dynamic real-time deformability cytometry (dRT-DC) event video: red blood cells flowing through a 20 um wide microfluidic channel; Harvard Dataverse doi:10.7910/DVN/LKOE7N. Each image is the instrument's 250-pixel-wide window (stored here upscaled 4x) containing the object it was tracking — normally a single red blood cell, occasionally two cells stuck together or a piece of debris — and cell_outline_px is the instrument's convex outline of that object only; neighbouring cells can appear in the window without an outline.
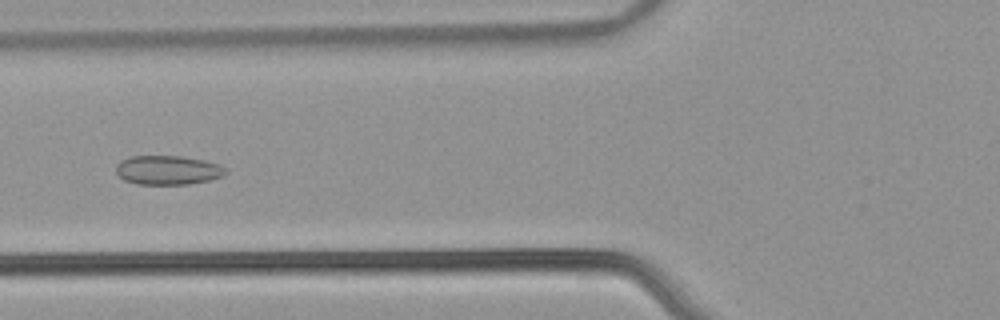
{"species": "common noctule bat (a hibernating species)", "species_latin": "Nyctalus noctula", "temperature_condition": "warm", "stored_images_in_passage": 55, "camera_frame_rate_fps": 3000, "um_per_image_px": 0.085, "animal": {"sex": "male", "body_mass_g": 21.5, "forearm_length_mm": 52.0}, "frame": {"image": 1, "passage_image": 23, "time_ms": 7.333, "image_size_px": [1000, 320], "cell_outline_px": [[228, 172], [224, 176], [208, 180], [188, 184], [136, 184], [124, 180], [116, 172], [116, 164], [120, 160], [132, 156], [180, 156], [204, 160], [220, 164]], "centroid_in_image_um": [14.26, 14.45], "position_along_channel_um": 111.5, "area_um2": 18.67}}
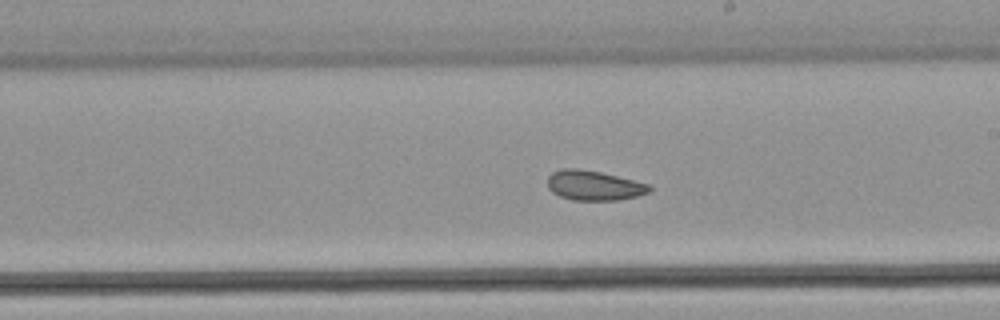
{"frame": {"image": 2, "passage_image": 33, "time_ms": 10.667, "image_size_px": [1000, 320], "cell_outline_px": [[652, 188], [648, 192], [636, 196], [620, 200], [572, 200], [560, 196], [552, 192], [548, 188], [548, 176], [552, 172], [560, 168], [576, 168], [600, 172], [648, 184]], "centroid_in_image_um": [50.43, 15.76], "position_along_channel_um": 238.6, "area_um2": 17.57}}
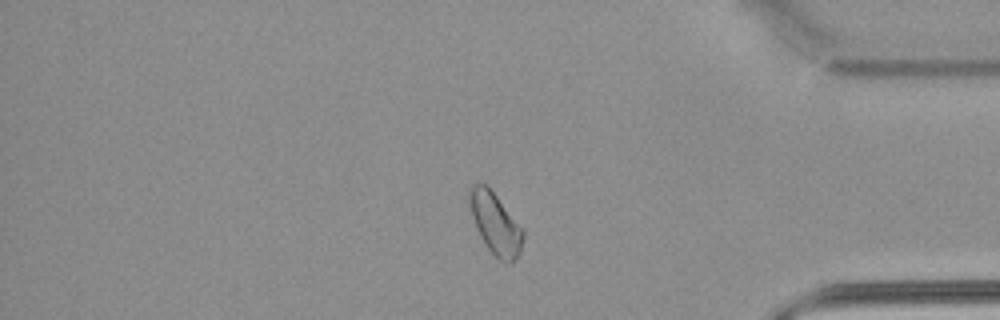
{"frame": {"image": 3, "passage_image": 47, "time_ms": 15.333, "image_size_px": [1000, 320], "cell_outline_px": [[524, 236], [520, 252], [516, 260], [512, 264], [504, 264], [488, 248], [480, 236], [476, 228], [472, 216], [468, 200], [468, 188], [472, 184], [480, 180], [496, 196], [524, 228]], "centroid_in_image_um": [42.11, 19.01], "position_along_channel_um": 393.1, "area_um2": 19.48}, "authors_computed_cell_mechanics": {"area_um2": 19.8832, "velocity_mm_per_s": 3.8126, "shape_relaxation_time_tau1_ms": null, "shape_relaxation_time_tau2_ms": 1.8851, "deformation_change_tau1": null, "deformation_change_tau2": 0.0721}}